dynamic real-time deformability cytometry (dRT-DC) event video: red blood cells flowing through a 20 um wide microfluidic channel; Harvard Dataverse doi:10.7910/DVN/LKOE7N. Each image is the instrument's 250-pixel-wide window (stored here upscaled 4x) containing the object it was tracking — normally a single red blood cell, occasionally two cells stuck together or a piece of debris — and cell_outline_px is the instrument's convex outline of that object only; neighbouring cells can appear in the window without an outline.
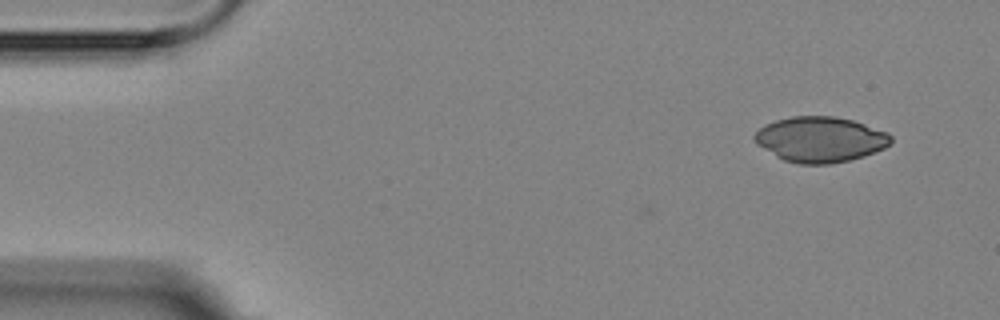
{"species": "Egyptian fruit bat (a non-hibernating species)", "species_latin": "Rousettus aegyptiacus", "temperature_condition": "room temperature", "stored_images_in_passage": 9, "camera_frame_rate_fps": 3000, "um_per_image_px": 0.085, "animal": {"sex": "female"}, "frame": {"image": 1, "passage_image": 1, "time_ms": 0.0, "image_size_px": [1000, 320], "cell_outline_px": [[892, 140], [884, 148], [864, 156], [832, 164], [796, 164], [784, 160], [776, 156], [756, 144], [752, 140], [752, 136], [764, 124], [776, 120], [792, 116], [832, 116], [852, 120], [888, 132], [892, 136]], "centroid_in_image_um": [69.69, 11.85], "position_along_channel_um": 15.3, "area_um2": 36.18}}